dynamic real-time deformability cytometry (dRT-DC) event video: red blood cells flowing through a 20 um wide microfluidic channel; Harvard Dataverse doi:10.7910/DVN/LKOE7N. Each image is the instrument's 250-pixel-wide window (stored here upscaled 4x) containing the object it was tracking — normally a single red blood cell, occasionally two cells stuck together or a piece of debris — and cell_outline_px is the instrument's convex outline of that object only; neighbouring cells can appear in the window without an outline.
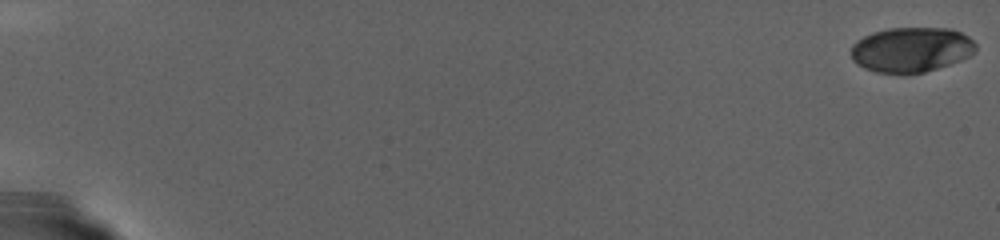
{"species": "human", "species_latin": "Homo sapiens", "temperature_condition": "warm", "stored_images_in_passage": 86, "camera_frame_rate_fps": 3000, "um_per_image_px": 0.085, "donor": {"sex": "female"}, "frame": {"image": 1, "passage_image": 1, "time_ms": 0.0, "image_size_px": [1000, 240], "cell_outline_px": [[976, 52], [960, 60], [924, 72], [908, 76], [904, 76], [876, 72], [864, 68], [856, 64], [852, 60], [852, 44], [856, 40], [872, 32], [888, 28], [948, 28], [960, 32], [968, 36], [976, 44]], "centroid_in_image_um": [77.42, 4.24], "position_along_channel_um": 7.6, "area_um2": 33.18}}
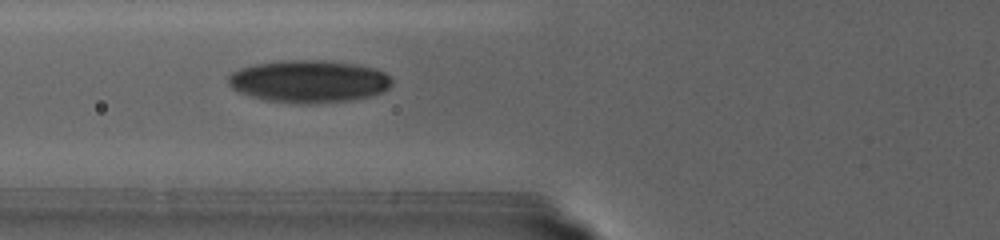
{"frame": {"image": 2, "passage_image": 43, "time_ms": 14.0, "image_size_px": [1000, 240], "cell_outline_px": [[392, 84], [388, 88], [372, 96], [352, 100], [316, 104], [292, 104], [264, 100], [236, 92], [228, 84], [228, 76], [232, 72], [240, 68], [252, 64], [276, 60], [324, 60], [356, 64], [376, 68], [384, 72], [392, 80]], "centroid_in_image_um": [26.21, 6.92], "position_along_channel_um": 99.6, "area_um2": 41.21}}
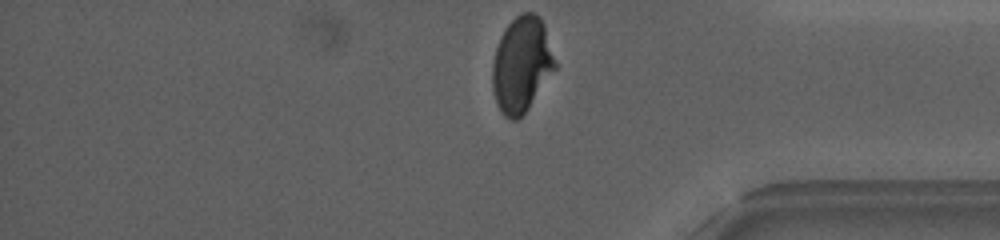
{"frame": {"image": 3, "passage_image": 86, "time_ms": 28.333, "image_size_px": [1000, 240], "cell_outline_px": [[556, 68], [528, 108], [516, 120], [512, 120], [504, 116], [500, 112], [496, 104], [492, 88], [492, 60], [500, 36], [504, 28], [520, 12], [536, 12], [540, 16], [544, 24], [556, 60]], "centroid_in_image_um": [44.32, 5.46], "position_along_channel_um": 390.9, "area_um2": 35.14}}